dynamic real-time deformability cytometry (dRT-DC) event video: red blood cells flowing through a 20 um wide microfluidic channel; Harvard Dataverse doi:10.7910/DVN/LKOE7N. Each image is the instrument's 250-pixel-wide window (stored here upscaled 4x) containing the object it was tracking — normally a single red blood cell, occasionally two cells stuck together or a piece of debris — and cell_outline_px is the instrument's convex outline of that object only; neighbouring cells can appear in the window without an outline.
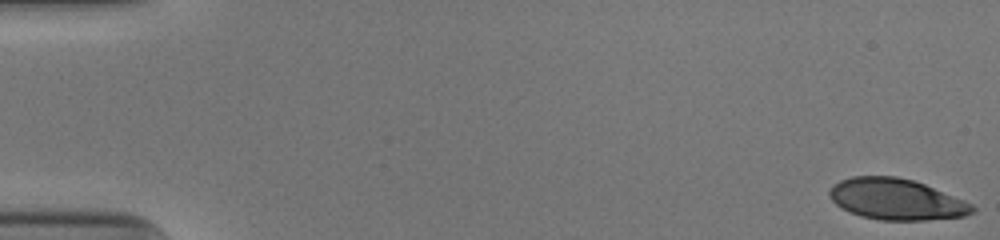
{"species": "human", "species_latin": "Homo sapiens", "temperature_condition": "cold", "stored_images_in_passage": 52, "camera_frame_rate_fps": 3000, "um_per_image_px": 0.085, "donor": {"sex": "male"}, "frame": {"image": 1, "passage_image": 1, "time_ms": 0.0, "image_size_px": [1000, 240], "cell_outline_px": [[976, 212], [964, 216], [924, 220], [880, 220], [860, 216], [848, 212], [836, 204], [832, 200], [828, 192], [832, 184], [840, 180], [852, 176], [896, 176], [912, 180], [924, 184], [964, 200], [972, 204], [976, 208]], "centroid_in_image_um": [76.17, 16.94], "position_along_channel_um": 8.8, "area_um2": 34.28}}
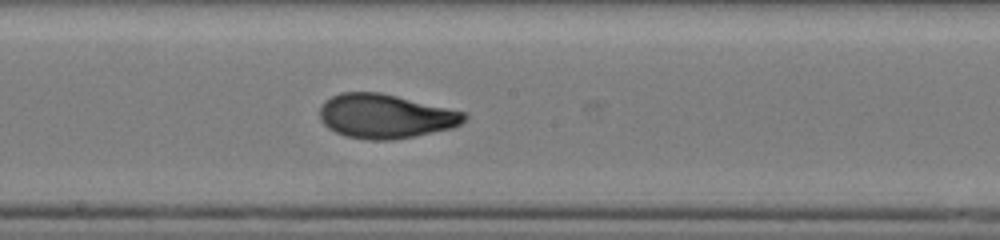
{"frame": {"image": 2, "passage_image": 29, "time_ms": 9.333, "image_size_px": [1000, 240], "cell_outline_px": [[468, 116], [460, 124], [452, 128], [416, 136], [392, 140], [368, 140], [344, 136], [328, 128], [320, 120], [320, 108], [324, 100], [340, 92], [380, 92], [468, 112]], "centroid_in_image_um": [32.77, 9.88], "position_along_channel_um": 215.4, "area_um2": 37.57}}
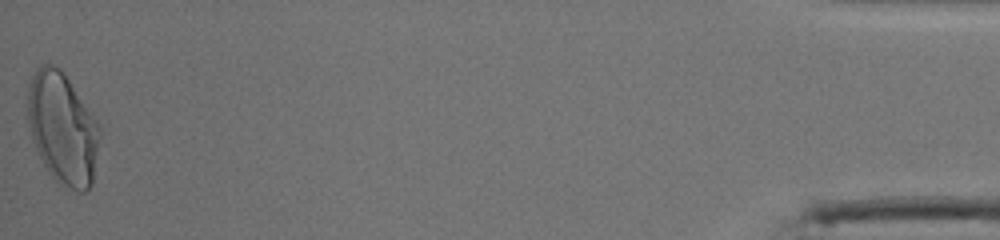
{"frame": {"image": 3, "passage_image": 52, "time_ms": 17.0, "image_size_px": [1000, 240], "cell_outline_px": [[100, 132], [92, 184], [84, 192], [76, 192], [60, 184], [48, 172], [32, 140], [28, 120], [28, 92], [32, 76], [36, 68], [40, 64], [52, 64], [60, 68], [96, 120], [100, 128]], "centroid_in_image_um": [5.31, 10.93], "position_along_channel_um": 429.9, "area_um2": 46.24}, "authors_computed_cell_mechanics": {"area_um2": 36.703, "velocity_mm_per_s": 3.9696, "shape_relaxation_time_tau1_ms": 5.0335, "shape_relaxation_time_tau2_ms": 0.9547, "deformation_change_tau1": 0.1966, "deformation_change_tau2": 0.0617}}